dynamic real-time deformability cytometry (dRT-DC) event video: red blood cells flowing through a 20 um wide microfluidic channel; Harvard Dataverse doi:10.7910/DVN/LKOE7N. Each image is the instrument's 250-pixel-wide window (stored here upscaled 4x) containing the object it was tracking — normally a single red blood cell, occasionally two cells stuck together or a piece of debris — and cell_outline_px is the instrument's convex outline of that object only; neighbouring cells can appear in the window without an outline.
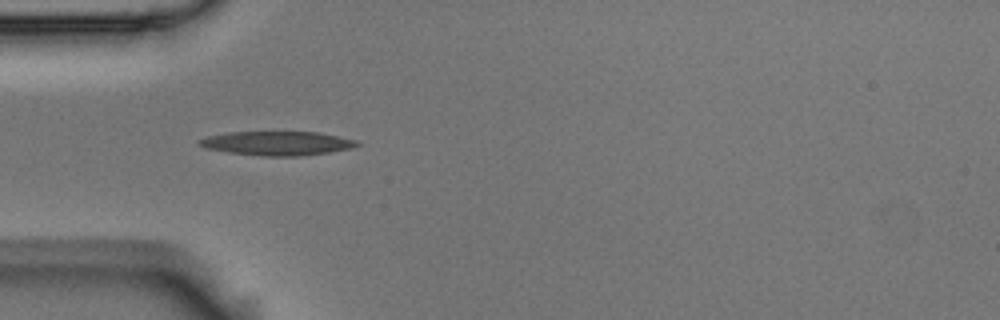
{"species": "Egyptian fruit bat (a non-hibernating species)", "species_latin": "Rousettus aegyptiacus", "temperature_condition": "room temperature", "stored_images_in_passage": 5, "camera_frame_rate_fps": 3000, "um_per_image_px": 0.085, "animal": {"sex": "male"}, "frame": {"image": 1, "passage_image": 5, "time_ms": 1.333, "image_size_px": [1000, 320], "cell_outline_px": [[360, 144], [352, 148], [328, 152], [300, 156], [264, 156], [228, 152], [204, 148], [196, 144], [196, 140], [208, 136], [232, 132], [320, 132], [356, 140]], "centroid_in_image_um": [23.53, 12.18], "position_along_channel_um": 61.5, "area_um2": 22.08}}